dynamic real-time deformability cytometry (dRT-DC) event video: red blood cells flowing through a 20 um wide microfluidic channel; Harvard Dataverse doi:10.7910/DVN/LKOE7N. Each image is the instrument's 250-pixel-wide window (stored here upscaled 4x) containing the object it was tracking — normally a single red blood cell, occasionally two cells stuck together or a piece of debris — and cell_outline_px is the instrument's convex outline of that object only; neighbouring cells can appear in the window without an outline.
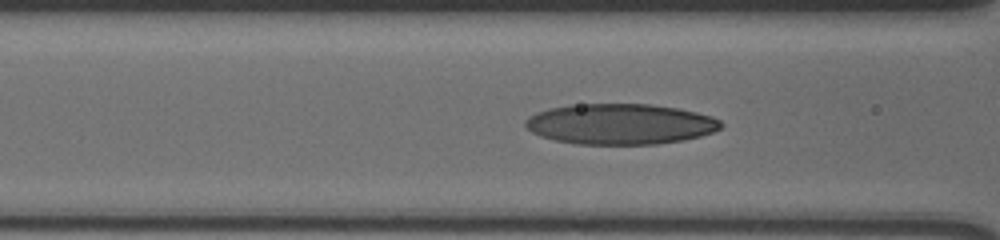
{"species": "human", "species_latin": "Homo sapiens", "temperature_condition": "cold", "stored_images_in_passage": 47, "camera_frame_rate_fps": 3000, "um_per_image_px": 0.085, "donor": {"sex": "male"}, "frame": {"image": 1, "passage_image": 22, "time_ms": 7.0, "image_size_px": [1000, 240], "cell_outline_px": [[724, 124], [720, 128], [712, 132], [700, 136], [684, 140], [656, 144], [576, 144], [556, 140], [540, 136], [532, 132], [524, 124], [524, 120], [528, 116], [536, 112], [552, 108], [572, 104], [648, 104], [676, 108], [696, 112], [712, 116], [720, 120]], "centroid_in_image_um": [52.72, 10.54], "position_along_channel_um": 113.9, "area_um2": 46.3}}
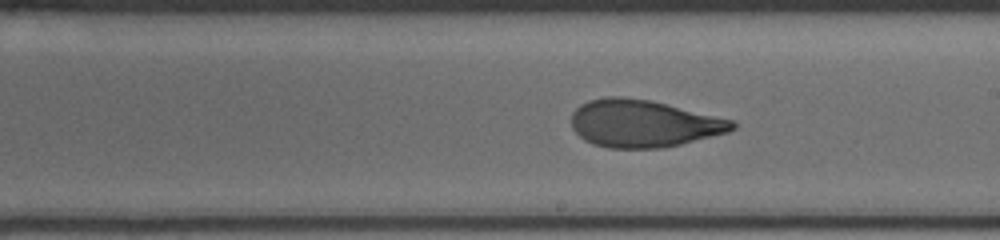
{"frame": {"image": 2, "passage_image": 32, "time_ms": 10.333, "image_size_px": [1000, 240], "cell_outline_px": [[736, 128], [728, 132], [680, 144], [660, 148], [608, 148], [592, 144], [584, 140], [572, 128], [572, 112], [580, 104], [588, 100], [604, 96], [624, 96], [648, 100], [732, 120], [736, 124]], "centroid_in_image_um": [54.63, 10.5], "position_along_channel_um": 234.4, "area_um2": 44.16}}
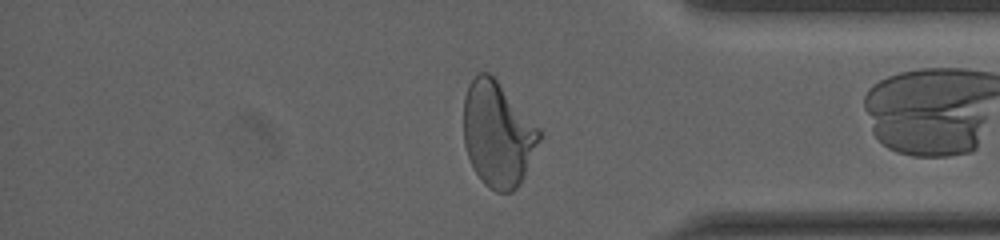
{"frame": {"image": 3, "passage_image": 46, "time_ms": 15.0, "image_size_px": [1000, 240], "cell_outline_px": [[540, 140], [524, 176], [520, 184], [512, 192], [496, 192], [484, 184], [480, 180], [468, 156], [464, 144], [464, 96], [468, 84], [476, 72], [488, 72], [496, 80], [540, 128]], "centroid_in_image_um": [42.29, 11.41], "position_along_channel_um": 392.9, "area_um2": 46.18}}